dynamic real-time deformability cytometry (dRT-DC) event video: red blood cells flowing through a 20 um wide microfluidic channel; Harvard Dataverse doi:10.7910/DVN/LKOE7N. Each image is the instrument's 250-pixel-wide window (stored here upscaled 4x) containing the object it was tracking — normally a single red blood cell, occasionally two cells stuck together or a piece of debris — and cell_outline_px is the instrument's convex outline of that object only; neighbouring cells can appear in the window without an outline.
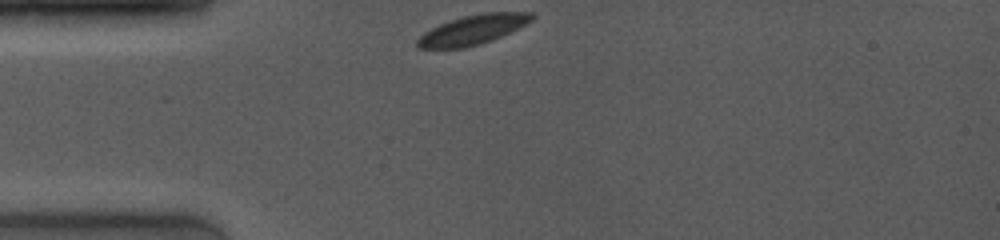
{"species": "common noctule bat (a hibernating species)", "species_latin": "Nyctalus noctula", "temperature_condition": "room temperature", "stored_images_in_passage": 3, "camera_frame_rate_fps": 4000, "um_per_image_px": 0.085, "animal": {"sex": "female", "body_mass_g": 19.0, "forearm_length_mm": 53.3}, "frame": {"image": 1, "passage_image": 1, "time_ms": 0.0, "image_size_px": [1000, 240], "cell_outline_px": [[536, 16], [532, 20], [492, 40], [480, 44], [464, 48], [420, 48], [416, 44], [416, 40], [424, 32], [440, 24], [464, 16], [488, 12], [532, 12]], "centroid_in_image_um": [40.18, 2.53], "position_along_channel_um": 44.8, "area_um2": 19.31}}
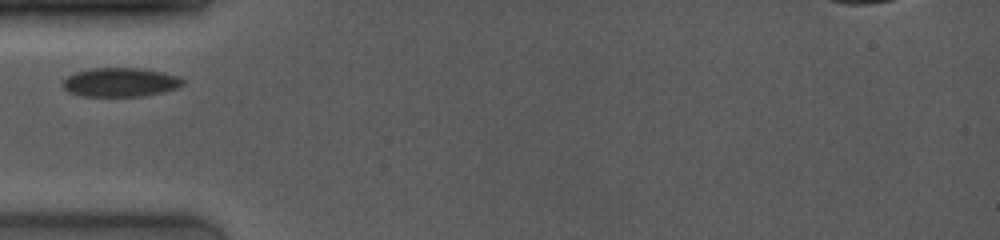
{"frame": {"image": 2, "passage_image": 2, "time_ms": 1.25, "image_size_px": [1000, 240], "cell_outline_px": [[184, 84], [176, 88], [164, 92], [144, 96], [84, 96], [68, 92], [60, 84], [68, 76], [76, 72], [92, 68], [140, 68], [164, 72], [176, 76], [184, 80]], "centroid_in_image_um": [10.23, 6.99], "position_along_channel_um": 74.8, "area_um2": 20.29}}